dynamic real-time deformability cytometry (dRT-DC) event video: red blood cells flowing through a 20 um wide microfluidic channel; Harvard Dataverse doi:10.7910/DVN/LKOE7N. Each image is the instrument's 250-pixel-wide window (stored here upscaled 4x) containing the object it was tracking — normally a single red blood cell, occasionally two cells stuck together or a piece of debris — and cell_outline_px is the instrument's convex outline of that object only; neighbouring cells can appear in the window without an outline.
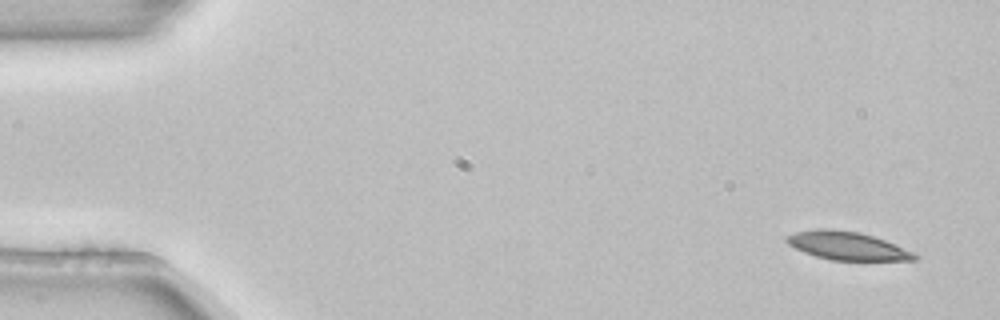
{"species": "common noctule bat (a hibernating species)", "species_latin": "Nyctalus noctula", "temperature_condition": "room temperature", "stored_images_in_passage": 4, "camera_frame_rate_fps": 3000, "um_per_image_px": 0.085, "animal": {"sex": "female", "body_mass_g": 22.7, "forearm_length_mm": 54.2}, "frame": {"image": 1, "passage_image": 1, "time_ms": 0.0, "image_size_px": [1000, 320], "cell_outline_px": [[920, 256], [916, 260], [832, 260], [816, 256], [804, 252], [788, 244], [784, 240], [784, 236], [796, 232], [816, 228], [832, 228], [860, 232], [884, 240], [912, 252]], "centroid_in_image_um": [71.96, 20.88], "position_along_channel_um": 13.0, "area_um2": 20.98}}
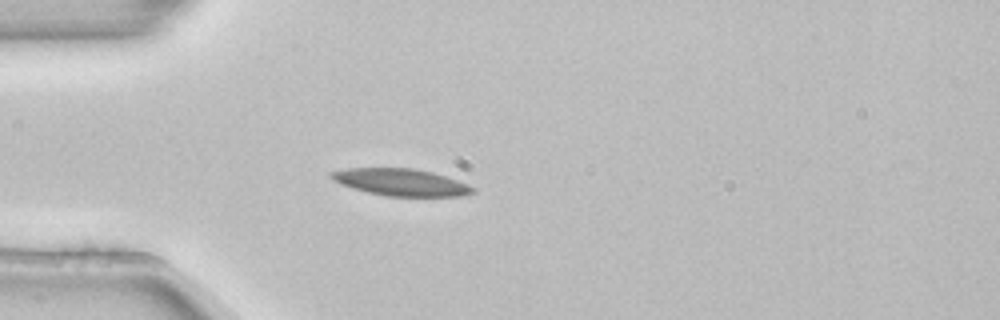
{"frame": {"image": 2, "passage_image": 4, "time_ms": 1.0, "image_size_px": [1000, 320], "cell_outline_px": [[476, 192], [464, 196], [388, 196], [368, 192], [352, 188], [340, 184], [332, 180], [328, 176], [328, 172], [348, 168], [412, 168], [432, 172], [468, 184], [476, 188]], "centroid_in_image_um": [34.06, 15.49], "position_along_channel_um": 50.9, "area_um2": 22.37}}